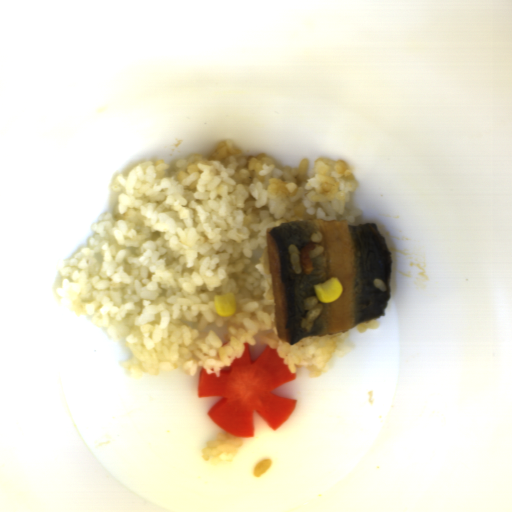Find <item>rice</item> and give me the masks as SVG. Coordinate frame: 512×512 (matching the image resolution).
<instances>
[{"instance_id":"652b925c","label":"rice","mask_w":512,"mask_h":512,"mask_svg":"<svg viewBox=\"0 0 512 512\" xmlns=\"http://www.w3.org/2000/svg\"><path fill=\"white\" fill-rule=\"evenodd\" d=\"M358 188L342 158L282 166L228 139L209 154L147 160L114 178L116 205L60 262L54 293L113 340H125L131 355L122 370L137 379L202 369L221 377L245 342L276 349L291 373L320 377L352 350L350 329L280 341L267 228L306 219L360 225ZM232 293L236 314L217 315L213 296Z\"/></svg>"},{"instance_id":"023b6e5f","label":"rice","mask_w":512,"mask_h":512,"mask_svg":"<svg viewBox=\"0 0 512 512\" xmlns=\"http://www.w3.org/2000/svg\"><path fill=\"white\" fill-rule=\"evenodd\" d=\"M242 441L243 437H238L225 430L219 432L215 439L206 442V447L202 453L203 459L215 465L229 463L238 454Z\"/></svg>"},{"instance_id":"8eca5e8b","label":"rice","mask_w":512,"mask_h":512,"mask_svg":"<svg viewBox=\"0 0 512 512\" xmlns=\"http://www.w3.org/2000/svg\"><path fill=\"white\" fill-rule=\"evenodd\" d=\"M303 305L306 316L301 321L300 326L311 332L315 319L320 316L324 310V304L316 296H312L303 300Z\"/></svg>"},{"instance_id":"acb35da6","label":"rice","mask_w":512,"mask_h":512,"mask_svg":"<svg viewBox=\"0 0 512 512\" xmlns=\"http://www.w3.org/2000/svg\"><path fill=\"white\" fill-rule=\"evenodd\" d=\"M310 241L314 243V248L308 251L309 259H314L324 253L325 248L321 245L324 240V235L320 231L313 233L309 237Z\"/></svg>"},{"instance_id":"b023fe2a","label":"rice","mask_w":512,"mask_h":512,"mask_svg":"<svg viewBox=\"0 0 512 512\" xmlns=\"http://www.w3.org/2000/svg\"><path fill=\"white\" fill-rule=\"evenodd\" d=\"M288 252H289L291 267H292L294 273L300 275L302 272V269H301V261H300V254H299L298 247L292 243L288 247Z\"/></svg>"},{"instance_id":"e3fd555f","label":"rice","mask_w":512,"mask_h":512,"mask_svg":"<svg viewBox=\"0 0 512 512\" xmlns=\"http://www.w3.org/2000/svg\"><path fill=\"white\" fill-rule=\"evenodd\" d=\"M271 464L272 460L270 459L261 460L253 470L254 477H261L262 474L270 468Z\"/></svg>"},{"instance_id":"a3056103","label":"rice","mask_w":512,"mask_h":512,"mask_svg":"<svg viewBox=\"0 0 512 512\" xmlns=\"http://www.w3.org/2000/svg\"><path fill=\"white\" fill-rule=\"evenodd\" d=\"M378 327H379V325H378L376 319L354 326V328L360 332H364L365 330H376V329H378Z\"/></svg>"},{"instance_id":"f2f60c81","label":"rice","mask_w":512,"mask_h":512,"mask_svg":"<svg viewBox=\"0 0 512 512\" xmlns=\"http://www.w3.org/2000/svg\"><path fill=\"white\" fill-rule=\"evenodd\" d=\"M372 284L377 287L379 290H381L383 293L385 291H387V287L385 285L384 282H382L381 280H379L378 278H375L374 280H372Z\"/></svg>"}]
</instances>
